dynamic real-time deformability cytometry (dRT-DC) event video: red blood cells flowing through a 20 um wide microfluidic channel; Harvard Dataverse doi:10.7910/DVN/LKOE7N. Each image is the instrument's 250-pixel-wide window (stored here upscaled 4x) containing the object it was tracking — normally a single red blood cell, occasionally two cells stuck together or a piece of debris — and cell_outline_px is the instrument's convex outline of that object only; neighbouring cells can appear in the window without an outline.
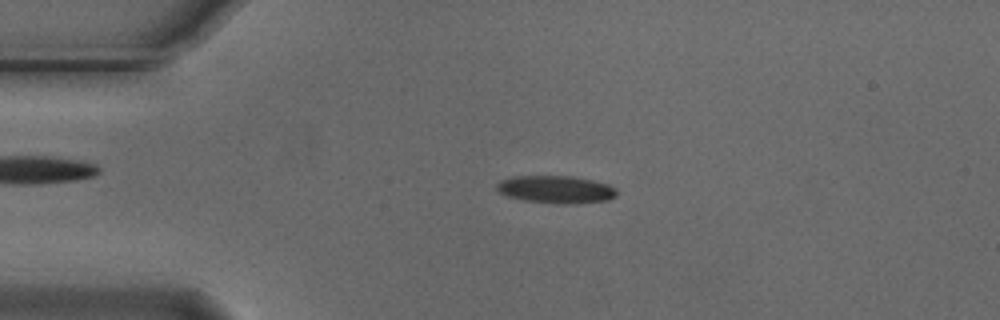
{"species": "Egyptian fruit bat (a non-hibernating species)", "species_latin": "Rousettus aegyptiacus", "temperature_condition": "cold", "stored_images_in_passage": 54, "camera_frame_rate_fps": 3000, "um_per_image_px": 0.085, "animal": {"sex": "male"}, "frame": {"image": 1, "passage_image": 12, "time_ms": 3.667, "image_size_px": [1000, 320], "cell_outline_px": [[620, 192], [616, 196], [608, 200], [576, 204], [560, 204], [524, 200], [508, 196], [500, 192], [496, 188], [496, 184], [500, 180], [512, 176], [572, 176], [592, 180], [608, 184], [616, 188]], "centroid_in_image_um": [47.29, 16.1], "position_along_channel_um": 37.7, "area_um2": 19.48}}
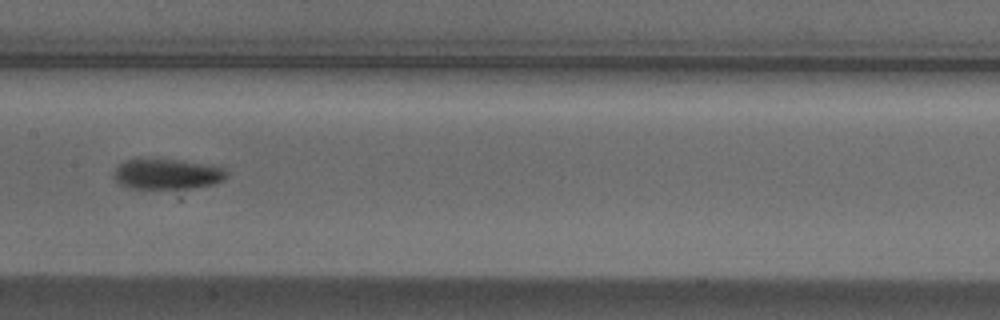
{"frame": {"image": 2, "passage_image": 27, "time_ms": 8.667, "image_size_px": [1000, 320], "cell_outline_px": [[228, 176], [224, 180], [216, 184], [192, 188], [128, 188], [120, 184], [112, 176], [116, 168], [124, 160], [176, 160], [208, 164], [224, 168], [228, 172]], "centroid_in_image_um": [14.25, 14.81], "position_along_channel_um": 193.1, "area_um2": 19.88}}
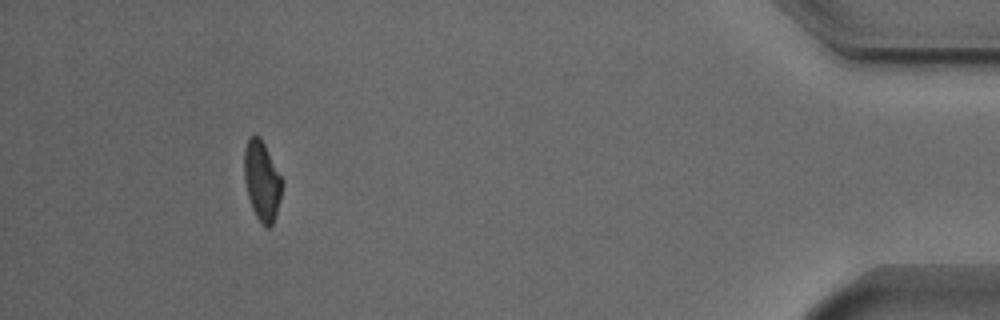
{"frame": {"image": 3, "passage_image": 50, "time_ms": 16.333, "image_size_px": [1000, 320], "cell_outline_px": [[284, 184], [280, 200], [272, 224], [268, 228], [264, 228], [260, 224], [252, 208], [248, 196], [244, 180], [244, 148], [248, 140], [252, 136], [260, 136], [284, 180]], "centroid_in_image_um": [22.28, 15.39], "position_along_channel_um": 412.9, "area_um2": 17.8}, "authors_computed_cell_mechanics": {"area_um2": 19.074, "velocity_mm_per_s": 3.7369, "shape_relaxation_time_tau1_ms": 7.6287, "shape_relaxation_time_tau2_ms": null, "deformation_change_tau1": 0.1935, "deformation_change_tau2": null}}